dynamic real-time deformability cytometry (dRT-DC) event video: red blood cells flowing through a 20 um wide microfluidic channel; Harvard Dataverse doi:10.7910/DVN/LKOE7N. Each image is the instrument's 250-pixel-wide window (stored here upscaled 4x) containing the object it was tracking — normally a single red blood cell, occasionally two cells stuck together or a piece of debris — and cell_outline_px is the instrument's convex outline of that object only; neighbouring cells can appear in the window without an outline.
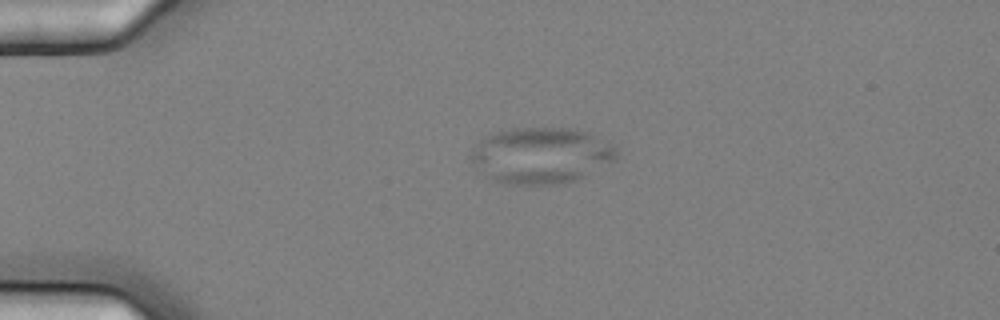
{"species": "common noctule bat (a hibernating species)", "species_latin": "Nyctalus noctula", "temperature_condition": "cold", "stored_images_in_passage": 2, "camera_frame_rate_fps": 3000, "um_per_image_px": 0.085, "animal": {"sex": "female", "body_mass_g": 25.1}, "frame": {"image": 1, "passage_image": 1, "time_ms": 0.0, "image_size_px": [1000, 320], "cell_outline_px": [[616, 160], [572, 180], [560, 184], [504, 184], [492, 180], [480, 172], [468, 156], [472, 148], [484, 136], [496, 132], [516, 128], [568, 128], [592, 132], [616, 144]], "centroid_in_image_um": [45.98, 13.19], "position_along_channel_um": 39.0, "area_um2": 47.86}}